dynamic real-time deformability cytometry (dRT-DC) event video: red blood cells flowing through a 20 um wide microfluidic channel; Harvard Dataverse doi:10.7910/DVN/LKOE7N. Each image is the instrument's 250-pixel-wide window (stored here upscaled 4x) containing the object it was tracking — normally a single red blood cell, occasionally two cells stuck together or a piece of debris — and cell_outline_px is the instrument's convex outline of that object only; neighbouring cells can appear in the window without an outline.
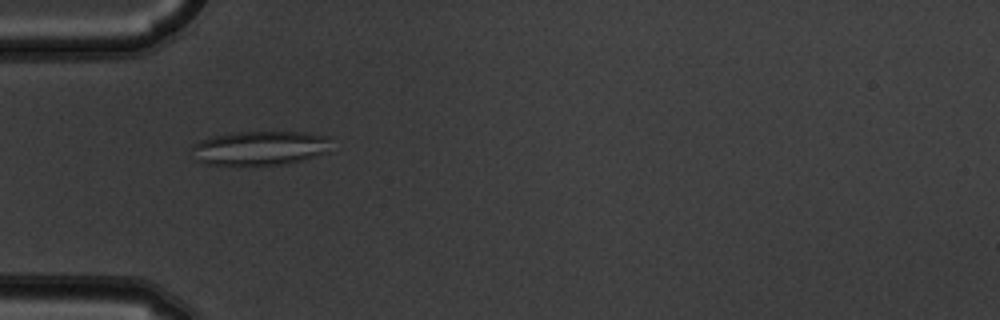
{"species": "common noctule bat (a hibernating species)", "species_latin": "Nyctalus noctula", "temperature_condition": "warm", "stored_images_in_passage": 5, "camera_frame_rate_fps": 3000, "um_per_image_px": 0.085, "animal": {"sex": "male", "body_mass_g": 19.5, "forearm_length_mm": 54.6}, "frame": {"image": 1, "passage_image": 4, "time_ms": 1.0, "image_size_px": [1000, 320], "cell_outline_px": [[328, 152], [300, 160], [284, 164], [204, 164], [196, 160], [192, 148], [192, 144], [200, 140], [212, 136], [236, 132], [308, 132], [328, 136]], "centroid_in_image_um": [22.07, 12.57], "position_along_channel_um": 62.9, "area_um2": 27.46}}
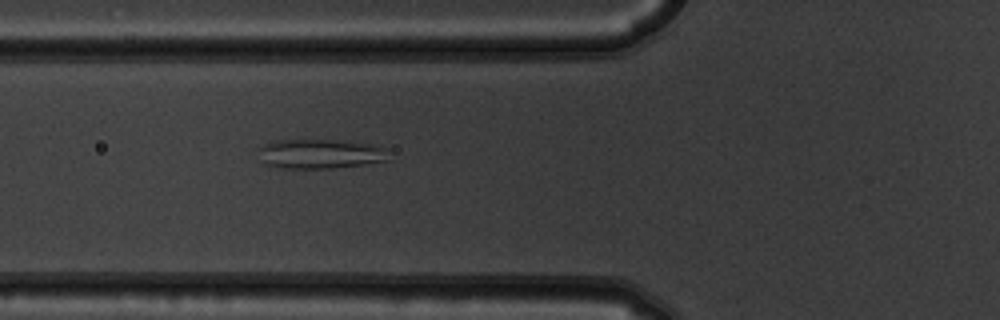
{"frame": {"image": 2, "passage_image": 5, "time_ms": 1.333, "image_size_px": [1000, 320], "cell_outline_px": [[388, 160], [364, 164], [332, 168], [280, 168], [264, 164], [256, 148], [264, 144], [276, 140], [348, 140], [372, 144], [388, 148]], "centroid_in_image_um": [27.22, 13.06], "position_along_channel_um": 98.6, "area_um2": 22.72}}